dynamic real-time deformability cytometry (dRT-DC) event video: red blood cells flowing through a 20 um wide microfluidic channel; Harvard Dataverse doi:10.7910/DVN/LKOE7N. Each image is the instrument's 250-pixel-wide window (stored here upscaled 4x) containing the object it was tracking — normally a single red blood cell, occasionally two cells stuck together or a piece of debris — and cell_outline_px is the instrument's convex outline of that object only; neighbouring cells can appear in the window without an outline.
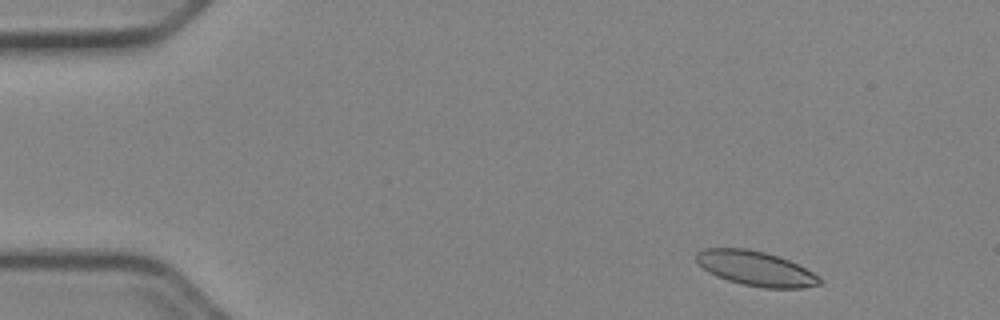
{"species": "Egyptian fruit bat (a non-hibernating species)", "species_latin": "Rousettus aegyptiacus", "temperature_condition": "cold", "stored_images_in_passage": 48, "camera_frame_rate_fps": 3000, "um_per_image_px": 0.085, "animal": {"sex": "female"}, "frame": {"image": 1, "passage_image": 2, "time_ms": 0.333, "image_size_px": [1000, 320], "cell_outline_px": [[824, 280], [820, 284], [804, 288], [764, 288], [744, 284], [728, 280], [716, 276], [708, 272], [696, 260], [696, 252], [704, 248], [748, 248], [764, 252], [788, 260], [812, 272]], "centroid_in_image_um": [64.23, 22.82], "position_along_channel_um": 20.8, "area_um2": 24.74}}
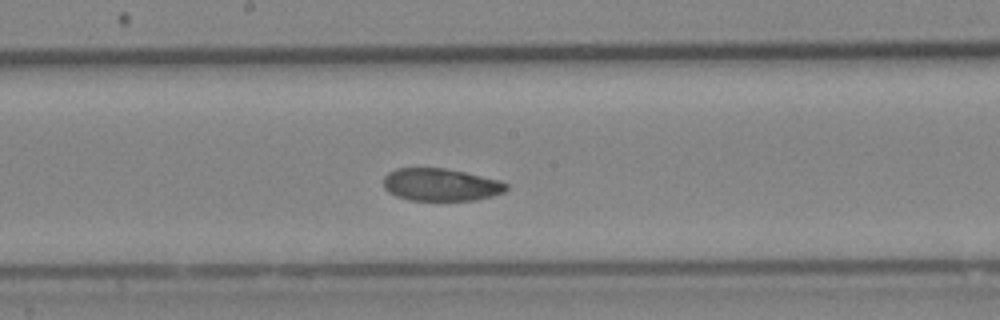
{"frame": {"image": 2, "passage_image": 24, "time_ms": 7.667, "image_size_px": [1000, 320], "cell_outline_px": [[508, 188], [504, 192], [492, 196], [476, 200], [408, 200], [396, 196], [388, 192], [384, 188], [384, 176], [388, 172], [396, 168], [444, 168], [464, 172], [500, 180], [508, 184]], "centroid_in_image_um": [37.46, 15.7], "position_along_channel_um": 210.7, "area_um2": 23.35}}
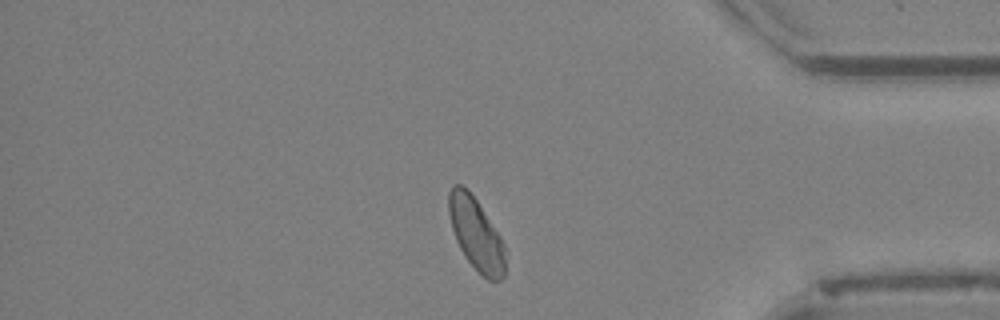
{"frame": {"image": 3, "passage_image": 40, "time_ms": 13.0, "image_size_px": [1000, 320], "cell_outline_px": [[504, 276], [500, 280], [488, 280], [464, 256], [456, 240], [452, 228], [448, 212], [448, 192], [452, 184], [460, 184], [468, 188], [500, 236], [504, 244]], "centroid_in_image_um": [40.43, 19.84], "position_along_channel_um": 394.8, "area_um2": 23.47}, "authors_computed_cell_mechanics": {"area_um2": 24.4494, "velocity_mm_per_s": 3.8991, "shape_relaxation_time_tau1_ms": 2.8698, "shape_relaxation_time_tau2_ms": 3.7116, "deformation_change_tau1": 0.0827, "deformation_change_tau2": 0.0835}}